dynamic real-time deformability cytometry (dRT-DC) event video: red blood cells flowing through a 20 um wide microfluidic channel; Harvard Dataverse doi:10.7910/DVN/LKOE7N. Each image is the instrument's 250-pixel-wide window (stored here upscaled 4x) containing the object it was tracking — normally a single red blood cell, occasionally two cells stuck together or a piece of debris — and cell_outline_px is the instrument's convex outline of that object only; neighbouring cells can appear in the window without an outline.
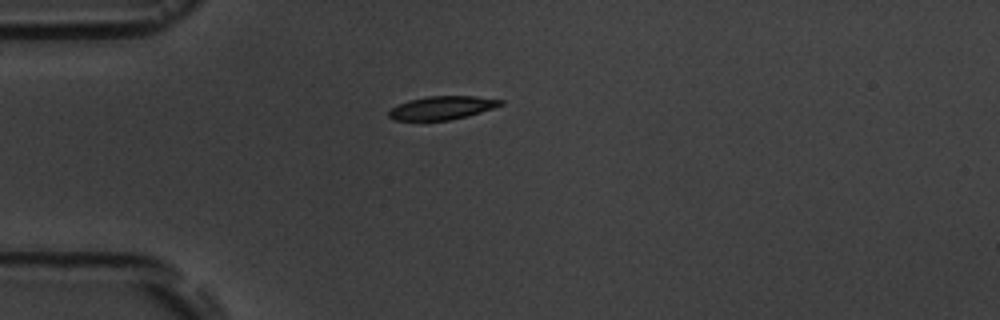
{"species": "common noctule bat (a hibernating species)", "species_latin": "Nyctalus noctula", "temperature_condition": "room temperature", "stored_images_in_passage": 12, "camera_frame_rate_fps": 3000, "um_per_image_px": 0.085, "animal": {"sex": "male", "body_mass_g": 19.5, "forearm_length_mm": 54.6}, "frame": {"image": 1, "passage_image": 1, "time_ms": 0.0, "image_size_px": [1000, 320], "cell_outline_px": [[504, 104], [468, 116], [448, 120], [396, 120], [388, 116], [388, 112], [392, 108], [408, 100], [428, 96], [476, 96], [504, 100]], "centroid_in_image_um": [37.6, 9.15], "position_along_channel_um": 47.4, "area_um2": 15.09}}
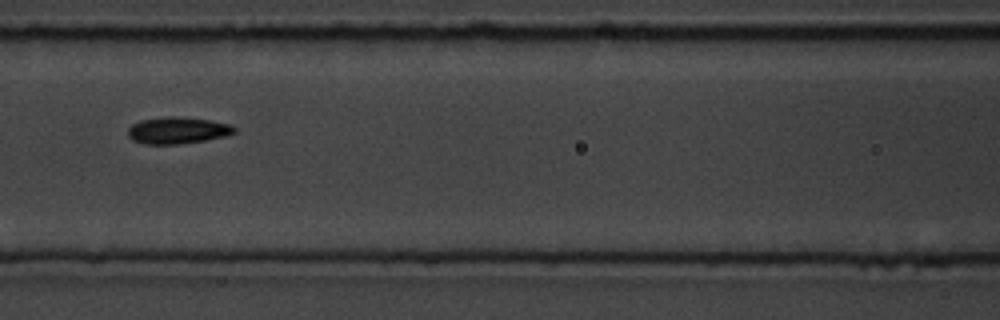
{"frame": {"image": 2, "passage_image": 4, "time_ms": 3.333, "image_size_px": [1000, 320], "cell_outline_px": [[236, 132], [224, 136], [204, 140], [180, 144], [144, 144], [132, 140], [128, 136], [128, 128], [132, 124], [140, 120], [168, 116], [172, 116], [208, 120], [232, 124], [236, 128]], "centroid_in_image_um": [15.07, 11.08], "position_along_channel_um": 151.5, "area_um2": 16.53}}
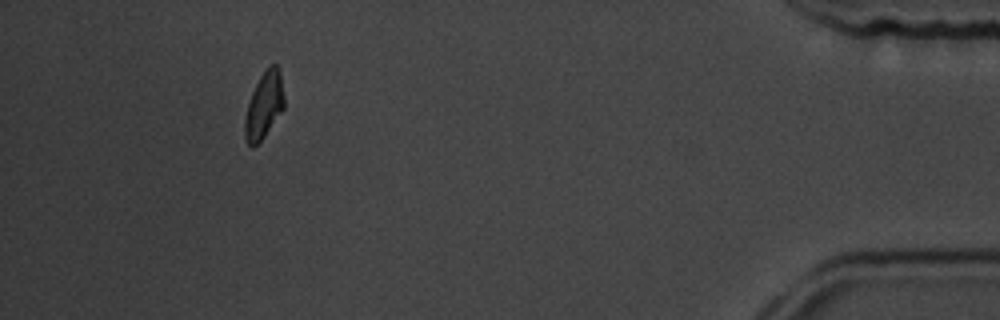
{"frame": {"image": 3, "passage_image": 11, "time_ms": 12.333, "image_size_px": [1000, 320], "cell_outline_px": [[284, 108], [264, 136], [252, 148], [248, 144], [244, 136], [244, 120], [248, 104], [252, 92], [260, 76], [268, 64], [276, 64], [280, 72], [284, 96]], "centroid_in_image_um": [22.44, 8.93], "position_along_channel_um": 412.8, "area_um2": 15.14}, "authors_computed_cell_mechanics": {"area_um2": 15.5771, "velocity_mm_per_s": 3.6092, "shape_relaxation_time_tau1_ms": 2.405, "shape_relaxation_time_tau2_ms": null, "deformation_change_tau1": 0.0955, "deformation_change_tau2": null}}